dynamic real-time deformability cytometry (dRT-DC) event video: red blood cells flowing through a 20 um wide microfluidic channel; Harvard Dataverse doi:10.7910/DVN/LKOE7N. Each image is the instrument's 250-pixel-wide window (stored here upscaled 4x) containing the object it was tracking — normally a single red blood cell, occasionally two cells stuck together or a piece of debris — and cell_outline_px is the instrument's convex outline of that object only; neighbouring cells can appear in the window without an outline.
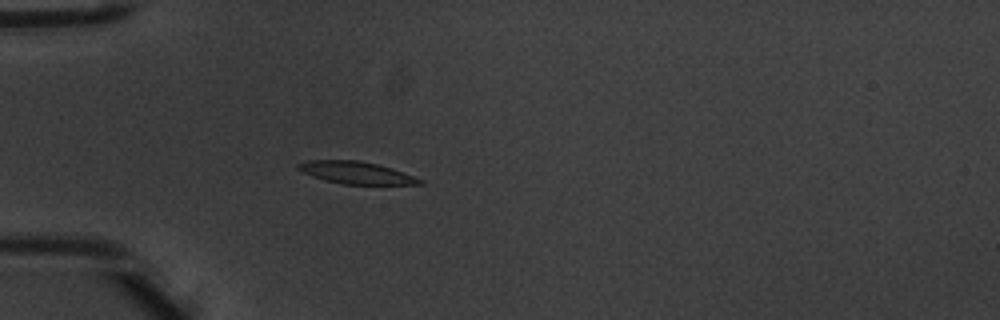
{"species": "common noctule bat (a hibernating species)", "species_latin": "Nyctalus noctula", "temperature_condition": "warm", "stored_images_in_passage": 4, "camera_frame_rate_fps": 3000, "um_per_image_px": 0.085, "animal": {"sex": "male", "body_mass_g": 20.1, "forearm_length_mm": 53.5}, "frame": {"image": 1, "passage_image": 4, "time_ms": 1.0, "image_size_px": [1000, 320], "cell_outline_px": [[424, 184], [340, 184], [324, 180], [312, 176], [296, 168], [296, 164], [308, 160], [356, 160], [376, 164], [392, 168], [424, 180]], "centroid_in_image_um": [30.25, 14.68], "position_along_channel_um": 54.7, "area_um2": 15.66}}